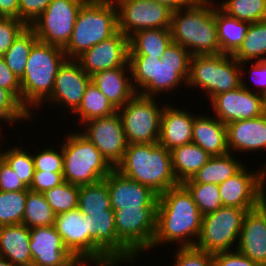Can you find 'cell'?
Masks as SVG:
<instances>
[{"label":"cell","mask_w":266,"mask_h":266,"mask_svg":"<svg viewBox=\"0 0 266 266\" xmlns=\"http://www.w3.org/2000/svg\"><path fill=\"white\" fill-rule=\"evenodd\" d=\"M30 118L32 114L21 102L10 91L0 87V120L12 124L20 120L30 121Z\"/></svg>","instance_id":"43"},{"label":"cell","mask_w":266,"mask_h":266,"mask_svg":"<svg viewBox=\"0 0 266 266\" xmlns=\"http://www.w3.org/2000/svg\"><path fill=\"white\" fill-rule=\"evenodd\" d=\"M213 0H197L172 13L170 32L173 43L186 48L192 56L220 53Z\"/></svg>","instance_id":"3"},{"label":"cell","mask_w":266,"mask_h":266,"mask_svg":"<svg viewBox=\"0 0 266 266\" xmlns=\"http://www.w3.org/2000/svg\"><path fill=\"white\" fill-rule=\"evenodd\" d=\"M170 153L172 169L179 184L192 179L211 157L193 142L173 148Z\"/></svg>","instance_id":"29"},{"label":"cell","mask_w":266,"mask_h":266,"mask_svg":"<svg viewBox=\"0 0 266 266\" xmlns=\"http://www.w3.org/2000/svg\"><path fill=\"white\" fill-rule=\"evenodd\" d=\"M52 0H19V19L30 26Z\"/></svg>","instance_id":"48"},{"label":"cell","mask_w":266,"mask_h":266,"mask_svg":"<svg viewBox=\"0 0 266 266\" xmlns=\"http://www.w3.org/2000/svg\"><path fill=\"white\" fill-rule=\"evenodd\" d=\"M32 266H72L77 260L63 245L54 225L30 229Z\"/></svg>","instance_id":"21"},{"label":"cell","mask_w":266,"mask_h":266,"mask_svg":"<svg viewBox=\"0 0 266 266\" xmlns=\"http://www.w3.org/2000/svg\"><path fill=\"white\" fill-rule=\"evenodd\" d=\"M30 228L23 224L0 226V257L17 266H32Z\"/></svg>","instance_id":"27"},{"label":"cell","mask_w":266,"mask_h":266,"mask_svg":"<svg viewBox=\"0 0 266 266\" xmlns=\"http://www.w3.org/2000/svg\"><path fill=\"white\" fill-rule=\"evenodd\" d=\"M92 262V264H96L95 266H118L122 262L107 258V259H99V260H77L72 266H86V264H89Z\"/></svg>","instance_id":"54"},{"label":"cell","mask_w":266,"mask_h":266,"mask_svg":"<svg viewBox=\"0 0 266 266\" xmlns=\"http://www.w3.org/2000/svg\"><path fill=\"white\" fill-rule=\"evenodd\" d=\"M115 169L158 195L179 185L172 169L171 153L159 143L128 144Z\"/></svg>","instance_id":"4"},{"label":"cell","mask_w":266,"mask_h":266,"mask_svg":"<svg viewBox=\"0 0 266 266\" xmlns=\"http://www.w3.org/2000/svg\"><path fill=\"white\" fill-rule=\"evenodd\" d=\"M80 186L64 181L50 190H46L43 195L54 213L60 214L78 208Z\"/></svg>","instance_id":"39"},{"label":"cell","mask_w":266,"mask_h":266,"mask_svg":"<svg viewBox=\"0 0 266 266\" xmlns=\"http://www.w3.org/2000/svg\"><path fill=\"white\" fill-rule=\"evenodd\" d=\"M235 250L250 260L266 266V199L246 212Z\"/></svg>","instance_id":"23"},{"label":"cell","mask_w":266,"mask_h":266,"mask_svg":"<svg viewBox=\"0 0 266 266\" xmlns=\"http://www.w3.org/2000/svg\"><path fill=\"white\" fill-rule=\"evenodd\" d=\"M251 65L249 75L252 76L255 86L260 89L257 93L266 96V60L254 61Z\"/></svg>","instance_id":"52"},{"label":"cell","mask_w":266,"mask_h":266,"mask_svg":"<svg viewBox=\"0 0 266 266\" xmlns=\"http://www.w3.org/2000/svg\"><path fill=\"white\" fill-rule=\"evenodd\" d=\"M118 31L117 7L113 0H87L81 7L73 33L63 48L67 59H77L92 46Z\"/></svg>","instance_id":"6"},{"label":"cell","mask_w":266,"mask_h":266,"mask_svg":"<svg viewBox=\"0 0 266 266\" xmlns=\"http://www.w3.org/2000/svg\"><path fill=\"white\" fill-rule=\"evenodd\" d=\"M87 0H52L30 27L39 41L64 48L73 33L77 15Z\"/></svg>","instance_id":"11"},{"label":"cell","mask_w":266,"mask_h":266,"mask_svg":"<svg viewBox=\"0 0 266 266\" xmlns=\"http://www.w3.org/2000/svg\"><path fill=\"white\" fill-rule=\"evenodd\" d=\"M172 42L170 28L141 29L129 37V55H148L161 59Z\"/></svg>","instance_id":"30"},{"label":"cell","mask_w":266,"mask_h":266,"mask_svg":"<svg viewBox=\"0 0 266 266\" xmlns=\"http://www.w3.org/2000/svg\"><path fill=\"white\" fill-rule=\"evenodd\" d=\"M265 114H266V96H265Z\"/></svg>","instance_id":"57"},{"label":"cell","mask_w":266,"mask_h":266,"mask_svg":"<svg viewBox=\"0 0 266 266\" xmlns=\"http://www.w3.org/2000/svg\"><path fill=\"white\" fill-rule=\"evenodd\" d=\"M213 262L214 266H261L235 249L213 254Z\"/></svg>","instance_id":"50"},{"label":"cell","mask_w":266,"mask_h":266,"mask_svg":"<svg viewBox=\"0 0 266 266\" xmlns=\"http://www.w3.org/2000/svg\"><path fill=\"white\" fill-rule=\"evenodd\" d=\"M35 171H47L54 173H63V152L62 144L60 146L59 152L55 149L44 148L36 153L32 154Z\"/></svg>","instance_id":"44"},{"label":"cell","mask_w":266,"mask_h":266,"mask_svg":"<svg viewBox=\"0 0 266 266\" xmlns=\"http://www.w3.org/2000/svg\"><path fill=\"white\" fill-rule=\"evenodd\" d=\"M78 209L88 216L112 209L106 177L99 182L80 186Z\"/></svg>","instance_id":"36"},{"label":"cell","mask_w":266,"mask_h":266,"mask_svg":"<svg viewBox=\"0 0 266 266\" xmlns=\"http://www.w3.org/2000/svg\"><path fill=\"white\" fill-rule=\"evenodd\" d=\"M164 105L158 143L169 151L191 143L195 114L167 103Z\"/></svg>","instance_id":"24"},{"label":"cell","mask_w":266,"mask_h":266,"mask_svg":"<svg viewBox=\"0 0 266 266\" xmlns=\"http://www.w3.org/2000/svg\"><path fill=\"white\" fill-rule=\"evenodd\" d=\"M0 17L19 19V0H0Z\"/></svg>","instance_id":"53"},{"label":"cell","mask_w":266,"mask_h":266,"mask_svg":"<svg viewBox=\"0 0 266 266\" xmlns=\"http://www.w3.org/2000/svg\"><path fill=\"white\" fill-rule=\"evenodd\" d=\"M117 7L118 30L128 38L141 29L170 28L172 13L155 0H113Z\"/></svg>","instance_id":"14"},{"label":"cell","mask_w":266,"mask_h":266,"mask_svg":"<svg viewBox=\"0 0 266 266\" xmlns=\"http://www.w3.org/2000/svg\"><path fill=\"white\" fill-rule=\"evenodd\" d=\"M66 135L62 142L64 181L78 186L93 184L103 180L114 169L81 133Z\"/></svg>","instance_id":"7"},{"label":"cell","mask_w":266,"mask_h":266,"mask_svg":"<svg viewBox=\"0 0 266 266\" xmlns=\"http://www.w3.org/2000/svg\"><path fill=\"white\" fill-rule=\"evenodd\" d=\"M216 6L228 16L250 24L266 20V0H223Z\"/></svg>","instance_id":"38"},{"label":"cell","mask_w":266,"mask_h":266,"mask_svg":"<svg viewBox=\"0 0 266 266\" xmlns=\"http://www.w3.org/2000/svg\"><path fill=\"white\" fill-rule=\"evenodd\" d=\"M0 266H17L9 262L7 259L0 257Z\"/></svg>","instance_id":"56"},{"label":"cell","mask_w":266,"mask_h":266,"mask_svg":"<svg viewBox=\"0 0 266 266\" xmlns=\"http://www.w3.org/2000/svg\"><path fill=\"white\" fill-rule=\"evenodd\" d=\"M83 124L84 131L80 133L91 141L115 168L123 159L128 146L118 111L110 116L87 120Z\"/></svg>","instance_id":"17"},{"label":"cell","mask_w":266,"mask_h":266,"mask_svg":"<svg viewBox=\"0 0 266 266\" xmlns=\"http://www.w3.org/2000/svg\"><path fill=\"white\" fill-rule=\"evenodd\" d=\"M90 221L78 208L55 217L54 227L76 260H90Z\"/></svg>","instance_id":"22"},{"label":"cell","mask_w":266,"mask_h":266,"mask_svg":"<svg viewBox=\"0 0 266 266\" xmlns=\"http://www.w3.org/2000/svg\"><path fill=\"white\" fill-rule=\"evenodd\" d=\"M222 206L217 211L202 217L201 231L195 248L210 254L232 251L242 228L243 218L247 211Z\"/></svg>","instance_id":"10"},{"label":"cell","mask_w":266,"mask_h":266,"mask_svg":"<svg viewBox=\"0 0 266 266\" xmlns=\"http://www.w3.org/2000/svg\"><path fill=\"white\" fill-rule=\"evenodd\" d=\"M90 82L91 76L81 68L76 59H66L58 70L53 91L45 103L61 104L74 112L81 104Z\"/></svg>","instance_id":"19"},{"label":"cell","mask_w":266,"mask_h":266,"mask_svg":"<svg viewBox=\"0 0 266 266\" xmlns=\"http://www.w3.org/2000/svg\"><path fill=\"white\" fill-rule=\"evenodd\" d=\"M191 193L198 210L205 216L222 207L219 185L210 183H183Z\"/></svg>","instance_id":"41"},{"label":"cell","mask_w":266,"mask_h":266,"mask_svg":"<svg viewBox=\"0 0 266 266\" xmlns=\"http://www.w3.org/2000/svg\"><path fill=\"white\" fill-rule=\"evenodd\" d=\"M232 56L240 65L266 60V20L249 25L245 38Z\"/></svg>","instance_id":"33"},{"label":"cell","mask_w":266,"mask_h":266,"mask_svg":"<svg viewBox=\"0 0 266 266\" xmlns=\"http://www.w3.org/2000/svg\"><path fill=\"white\" fill-rule=\"evenodd\" d=\"M129 66H121L111 70H103L91 76V82L116 108L123 107L135 94L132 86ZM128 75V77L126 76Z\"/></svg>","instance_id":"26"},{"label":"cell","mask_w":266,"mask_h":266,"mask_svg":"<svg viewBox=\"0 0 266 266\" xmlns=\"http://www.w3.org/2000/svg\"><path fill=\"white\" fill-rule=\"evenodd\" d=\"M157 98L136 93L123 107L117 109L128 144L159 142L164 105L158 106Z\"/></svg>","instance_id":"9"},{"label":"cell","mask_w":266,"mask_h":266,"mask_svg":"<svg viewBox=\"0 0 266 266\" xmlns=\"http://www.w3.org/2000/svg\"><path fill=\"white\" fill-rule=\"evenodd\" d=\"M90 221V260L115 259L132 264L138 259L117 237L112 209L92 214Z\"/></svg>","instance_id":"16"},{"label":"cell","mask_w":266,"mask_h":266,"mask_svg":"<svg viewBox=\"0 0 266 266\" xmlns=\"http://www.w3.org/2000/svg\"><path fill=\"white\" fill-rule=\"evenodd\" d=\"M112 210L157 208L158 194L121 174L115 168L106 177Z\"/></svg>","instance_id":"20"},{"label":"cell","mask_w":266,"mask_h":266,"mask_svg":"<svg viewBox=\"0 0 266 266\" xmlns=\"http://www.w3.org/2000/svg\"><path fill=\"white\" fill-rule=\"evenodd\" d=\"M157 208H125L114 210L119 240L138 258L152 249L156 233Z\"/></svg>","instance_id":"12"},{"label":"cell","mask_w":266,"mask_h":266,"mask_svg":"<svg viewBox=\"0 0 266 266\" xmlns=\"http://www.w3.org/2000/svg\"><path fill=\"white\" fill-rule=\"evenodd\" d=\"M240 62L229 54L191 56L188 87L203 89L208 99L241 86Z\"/></svg>","instance_id":"8"},{"label":"cell","mask_w":266,"mask_h":266,"mask_svg":"<svg viewBox=\"0 0 266 266\" xmlns=\"http://www.w3.org/2000/svg\"><path fill=\"white\" fill-rule=\"evenodd\" d=\"M235 154L227 153L222 156H211L207 163L192 177L184 183H210L219 185L237 174L245 165Z\"/></svg>","instance_id":"31"},{"label":"cell","mask_w":266,"mask_h":266,"mask_svg":"<svg viewBox=\"0 0 266 266\" xmlns=\"http://www.w3.org/2000/svg\"><path fill=\"white\" fill-rule=\"evenodd\" d=\"M192 142L205 150L210 156H222L229 153L227 127L216 117L195 115Z\"/></svg>","instance_id":"28"},{"label":"cell","mask_w":266,"mask_h":266,"mask_svg":"<svg viewBox=\"0 0 266 266\" xmlns=\"http://www.w3.org/2000/svg\"><path fill=\"white\" fill-rule=\"evenodd\" d=\"M202 217L183 184L169 188L158 196L152 248L168 242L179 243L180 248L194 247L200 235Z\"/></svg>","instance_id":"1"},{"label":"cell","mask_w":266,"mask_h":266,"mask_svg":"<svg viewBox=\"0 0 266 266\" xmlns=\"http://www.w3.org/2000/svg\"><path fill=\"white\" fill-rule=\"evenodd\" d=\"M29 188L21 181L7 162L0 156V191H27Z\"/></svg>","instance_id":"47"},{"label":"cell","mask_w":266,"mask_h":266,"mask_svg":"<svg viewBox=\"0 0 266 266\" xmlns=\"http://www.w3.org/2000/svg\"><path fill=\"white\" fill-rule=\"evenodd\" d=\"M245 165L237 174L219 184L222 205L254 209L266 199V164L259 170L248 171Z\"/></svg>","instance_id":"15"},{"label":"cell","mask_w":266,"mask_h":266,"mask_svg":"<svg viewBox=\"0 0 266 266\" xmlns=\"http://www.w3.org/2000/svg\"><path fill=\"white\" fill-rule=\"evenodd\" d=\"M67 59L63 48L37 40L32 47L21 84V104L29 113L42 107L52 93L60 66ZM31 111V112H30Z\"/></svg>","instance_id":"5"},{"label":"cell","mask_w":266,"mask_h":266,"mask_svg":"<svg viewBox=\"0 0 266 266\" xmlns=\"http://www.w3.org/2000/svg\"><path fill=\"white\" fill-rule=\"evenodd\" d=\"M174 256L173 266H214L213 254L199 250L195 247L179 248Z\"/></svg>","instance_id":"45"},{"label":"cell","mask_w":266,"mask_h":266,"mask_svg":"<svg viewBox=\"0 0 266 266\" xmlns=\"http://www.w3.org/2000/svg\"><path fill=\"white\" fill-rule=\"evenodd\" d=\"M27 191H0V226L22 224Z\"/></svg>","instance_id":"40"},{"label":"cell","mask_w":266,"mask_h":266,"mask_svg":"<svg viewBox=\"0 0 266 266\" xmlns=\"http://www.w3.org/2000/svg\"><path fill=\"white\" fill-rule=\"evenodd\" d=\"M115 112H117V109L92 82L86 87L81 104L74 111L79 121H81L79 123H84L94 118L110 116Z\"/></svg>","instance_id":"35"},{"label":"cell","mask_w":266,"mask_h":266,"mask_svg":"<svg viewBox=\"0 0 266 266\" xmlns=\"http://www.w3.org/2000/svg\"><path fill=\"white\" fill-rule=\"evenodd\" d=\"M191 53L183 46L171 43L161 59L148 55H129L132 86L136 93L156 97L169 93L189 77ZM138 88H140L138 90Z\"/></svg>","instance_id":"2"},{"label":"cell","mask_w":266,"mask_h":266,"mask_svg":"<svg viewBox=\"0 0 266 266\" xmlns=\"http://www.w3.org/2000/svg\"><path fill=\"white\" fill-rule=\"evenodd\" d=\"M241 86L235 90L215 95L210 99L214 114L225 125L259 117L265 114V96L247 87L243 75L245 66H240ZM243 67V68H242ZM245 79V80H244Z\"/></svg>","instance_id":"13"},{"label":"cell","mask_w":266,"mask_h":266,"mask_svg":"<svg viewBox=\"0 0 266 266\" xmlns=\"http://www.w3.org/2000/svg\"><path fill=\"white\" fill-rule=\"evenodd\" d=\"M90 76L94 73L129 66V38L120 30L92 46L76 59Z\"/></svg>","instance_id":"18"},{"label":"cell","mask_w":266,"mask_h":266,"mask_svg":"<svg viewBox=\"0 0 266 266\" xmlns=\"http://www.w3.org/2000/svg\"><path fill=\"white\" fill-rule=\"evenodd\" d=\"M56 214L47 203L43 193L27 190L26 207L22 224L32 229L35 227L52 226Z\"/></svg>","instance_id":"37"},{"label":"cell","mask_w":266,"mask_h":266,"mask_svg":"<svg viewBox=\"0 0 266 266\" xmlns=\"http://www.w3.org/2000/svg\"><path fill=\"white\" fill-rule=\"evenodd\" d=\"M0 87L10 91L21 102L20 79L7 67L3 57H0Z\"/></svg>","instance_id":"51"},{"label":"cell","mask_w":266,"mask_h":266,"mask_svg":"<svg viewBox=\"0 0 266 266\" xmlns=\"http://www.w3.org/2000/svg\"><path fill=\"white\" fill-rule=\"evenodd\" d=\"M168 6L171 10H179L193 5L197 0H155Z\"/></svg>","instance_id":"55"},{"label":"cell","mask_w":266,"mask_h":266,"mask_svg":"<svg viewBox=\"0 0 266 266\" xmlns=\"http://www.w3.org/2000/svg\"><path fill=\"white\" fill-rule=\"evenodd\" d=\"M0 156L29 188L35 171L32 153L23 150L21 146L17 147L16 144L13 148L10 147L7 151L4 150L3 153L0 151Z\"/></svg>","instance_id":"42"},{"label":"cell","mask_w":266,"mask_h":266,"mask_svg":"<svg viewBox=\"0 0 266 266\" xmlns=\"http://www.w3.org/2000/svg\"><path fill=\"white\" fill-rule=\"evenodd\" d=\"M226 127L229 153L252 152L266 148V114L253 119L235 121Z\"/></svg>","instance_id":"25"},{"label":"cell","mask_w":266,"mask_h":266,"mask_svg":"<svg viewBox=\"0 0 266 266\" xmlns=\"http://www.w3.org/2000/svg\"><path fill=\"white\" fill-rule=\"evenodd\" d=\"M26 27L27 25L20 19L0 17V57Z\"/></svg>","instance_id":"46"},{"label":"cell","mask_w":266,"mask_h":266,"mask_svg":"<svg viewBox=\"0 0 266 266\" xmlns=\"http://www.w3.org/2000/svg\"><path fill=\"white\" fill-rule=\"evenodd\" d=\"M215 19L220 53L232 55L245 38L250 23L230 17L216 6Z\"/></svg>","instance_id":"32"},{"label":"cell","mask_w":266,"mask_h":266,"mask_svg":"<svg viewBox=\"0 0 266 266\" xmlns=\"http://www.w3.org/2000/svg\"><path fill=\"white\" fill-rule=\"evenodd\" d=\"M38 40L34 30L27 26L2 56L7 67L20 79L27 64L33 44Z\"/></svg>","instance_id":"34"},{"label":"cell","mask_w":266,"mask_h":266,"mask_svg":"<svg viewBox=\"0 0 266 266\" xmlns=\"http://www.w3.org/2000/svg\"><path fill=\"white\" fill-rule=\"evenodd\" d=\"M64 182L63 173L34 171L30 191L44 193Z\"/></svg>","instance_id":"49"}]
</instances>
